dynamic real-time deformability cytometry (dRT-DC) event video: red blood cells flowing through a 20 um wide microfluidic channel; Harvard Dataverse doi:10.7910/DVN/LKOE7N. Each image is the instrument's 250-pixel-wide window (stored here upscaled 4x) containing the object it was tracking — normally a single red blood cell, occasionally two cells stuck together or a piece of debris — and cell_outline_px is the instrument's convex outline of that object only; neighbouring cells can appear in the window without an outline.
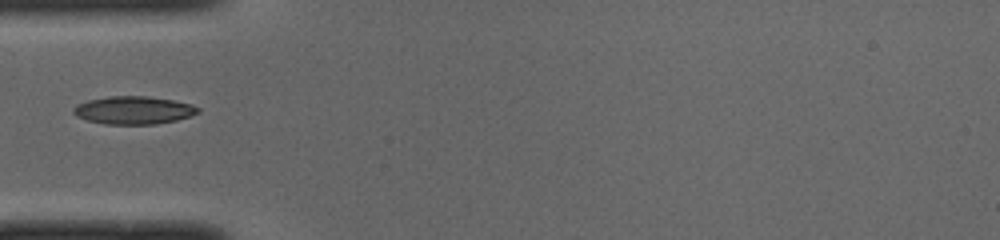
{"species": "common noctule bat (a hibernating species)", "species_latin": "Nyctalus noctula", "temperature_condition": "cold", "stored_images_in_passage": 35, "camera_frame_rate_fps": 3000, "um_per_image_px": 0.085, "animal": {"sex": "male", "body_mass_g": 19.0, "forearm_length_mm": 50.8}, "frame": {"image": 1, "passage_image": 1, "time_ms": 0.0, "image_size_px": [1000, 240], "cell_outline_px": [[200, 112], [176, 120], [156, 124], [104, 124], [88, 120], [76, 116], [72, 112], [72, 108], [76, 104], [88, 100], [108, 96], [148, 96], [172, 100], [192, 104], [200, 108]], "centroid_in_image_um": [11.33, 9.36], "position_along_channel_um": 73.7, "area_um2": 20.29}}
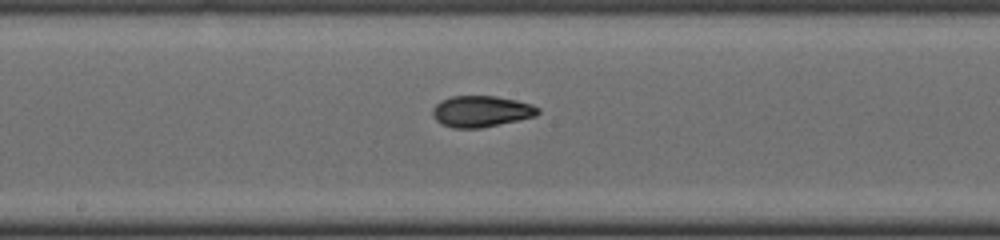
{"frame": {"image": 2, "passage_image": 11, "time_ms": 3.333, "image_size_px": [1000, 240], "cell_outline_px": [[540, 112], [536, 116], [480, 128], [452, 128], [440, 124], [432, 116], [432, 108], [440, 100], [452, 96], [496, 96], [516, 100], [532, 104], [540, 108]], "centroid_in_image_um": [40.88, 9.46], "position_along_channel_um": 207.3, "area_um2": 19.31}}
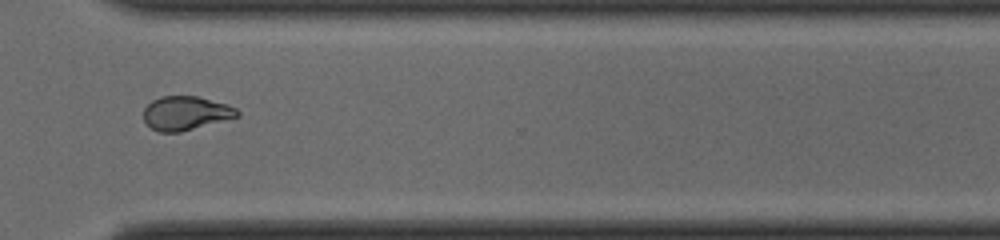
{"frame": {"image": 3, "passage_image": 22, "time_ms": 7.0, "image_size_px": [1000, 240], "cell_outline_px": [[240, 116], [180, 132], [160, 132], [152, 128], [144, 120], [144, 108], [152, 100], [160, 96], [196, 96], [228, 104], [236, 108], [240, 112]], "centroid_in_image_um": [15.8, 9.61], "position_along_channel_um": 354.8, "area_um2": 18.44}}